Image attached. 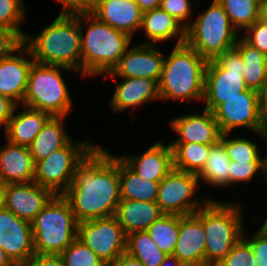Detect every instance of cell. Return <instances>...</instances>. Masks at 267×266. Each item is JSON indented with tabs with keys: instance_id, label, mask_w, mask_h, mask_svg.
Here are the masks:
<instances>
[{
	"instance_id": "6da1fadb",
	"label": "cell",
	"mask_w": 267,
	"mask_h": 266,
	"mask_svg": "<svg viewBox=\"0 0 267 266\" xmlns=\"http://www.w3.org/2000/svg\"><path fill=\"white\" fill-rule=\"evenodd\" d=\"M78 223L114 216L120 198L118 156L97 146L76 167L62 194Z\"/></svg>"
},
{
	"instance_id": "7a4b0ae2",
	"label": "cell",
	"mask_w": 267,
	"mask_h": 266,
	"mask_svg": "<svg viewBox=\"0 0 267 266\" xmlns=\"http://www.w3.org/2000/svg\"><path fill=\"white\" fill-rule=\"evenodd\" d=\"M81 32L80 12H60L35 38L26 34L24 45L35 63L63 66L78 73L82 60Z\"/></svg>"
},
{
	"instance_id": "3957f363",
	"label": "cell",
	"mask_w": 267,
	"mask_h": 266,
	"mask_svg": "<svg viewBox=\"0 0 267 266\" xmlns=\"http://www.w3.org/2000/svg\"><path fill=\"white\" fill-rule=\"evenodd\" d=\"M86 21L89 25L84 34ZM80 26L83 76L111 72L126 53L132 38L98 20L90 12H80Z\"/></svg>"
},
{
	"instance_id": "277c9868",
	"label": "cell",
	"mask_w": 267,
	"mask_h": 266,
	"mask_svg": "<svg viewBox=\"0 0 267 266\" xmlns=\"http://www.w3.org/2000/svg\"><path fill=\"white\" fill-rule=\"evenodd\" d=\"M207 62L186 43L175 45L164 58L158 83L160 100H203Z\"/></svg>"
},
{
	"instance_id": "5b68a950",
	"label": "cell",
	"mask_w": 267,
	"mask_h": 266,
	"mask_svg": "<svg viewBox=\"0 0 267 266\" xmlns=\"http://www.w3.org/2000/svg\"><path fill=\"white\" fill-rule=\"evenodd\" d=\"M239 205L209 199L202 207L205 232V266H217L243 237Z\"/></svg>"
},
{
	"instance_id": "8992f818",
	"label": "cell",
	"mask_w": 267,
	"mask_h": 266,
	"mask_svg": "<svg viewBox=\"0 0 267 266\" xmlns=\"http://www.w3.org/2000/svg\"><path fill=\"white\" fill-rule=\"evenodd\" d=\"M35 254L60 255L76 238L78 222L70 203L56 194L31 222Z\"/></svg>"
},
{
	"instance_id": "52a82bcc",
	"label": "cell",
	"mask_w": 267,
	"mask_h": 266,
	"mask_svg": "<svg viewBox=\"0 0 267 266\" xmlns=\"http://www.w3.org/2000/svg\"><path fill=\"white\" fill-rule=\"evenodd\" d=\"M238 33L223 6L213 0L208 9L186 28L185 43L209 61L235 47Z\"/></svg>"
},
{
	"instance_id": "ba28073f",
	"label": "cell",
	"mask_w": 267,
	"mask_h": 266,
	"mask_svg": "<svg viewBox=\"0 0 267 266\" xmlns=\"http://www.w3.org/2000/svg\"><path fill=\"white\" fill-rule=\"evenodd\" d=\"M60 69L63 66L33 63L23 104L49 113L51 116H67L72 109V100Z\"/></svg>"
},
{
	"instance_id": "9c48e42d",
	"label": "cell",
	"mask_w": 267,
	"mask_h": 266,
	"mask_svg": "<svg viewBox=\"0 0 267 266\" xmlns=\"http://www.w3.org/2000/svg\"><path fill=\"white\" fill-rule=\"evenodd\" d=\"M243 74L244 63L236 47L209 60L205 69V109L213 112L225 99L240 96V93L246 91L248 88Z\"/></svg>"
},
{
	"instance_id": "30bf717a",
	"label": "cell",
	"mask_w": 267,
	"mask_h": 266,
	"mask_svg": "<svg viewBox=\"0 0 267 266\" xmlns=\"http://www.w3.org/2000/svg\"><path fill=\"white\" fill-rule=\"evenodd\" d=\"M94 144L70 141L50 156L35 163L34 182L50 189L55 195L63 194L70 186L76 167L95 148Z\"/></svg>"
},
{
	"instance_id": "8fae6325",
	"label": "cell",
	"mask_w": 267,
	"mask_h": 266,
	"mask_svg": "<svg viewBox=\"0 0 267 266\" xmlns=\"http://www.w3.org/2000/svg\"><path fill=\"white\" fill-rule=\"evenodd\" d=\"M77 238L107 266L126 252L127 235L115 216L78 223Z\"/></svg>"
},
{
	"instance_id": "7c38bea8",
	"label": "cell",
	"mask_w": 267,
	"mask_h": 266,
	"mask_svg": "<svg viewBox=\"0 0 267 266\" xmlns=\"http://www.w3.org/2000/svg\"><path fill=\"white\" fill-rule=\"evenodd\" d=\"M198 181L196 174L173 168L159 185L156 203L161 211L181 216L194 214L209 200L207 198L202 204L193 200Z\"/></svg>"
},
{
	"instance_id": "4fadbf2b",
	"label": "cell",
	"mask_w": 267,
	"mask_h": 266,
	"mask_svg": "<svg viewBox=\"0 0 267 266\" xmlns=\"http://www.w3.org/2000/svg\"><path fill=\"white\" fill-rule=\"evenodd\" d=\"M213 115L222 134L237 127H246L263 137L265 126L259 112L258 91L247 89L240 96L225 99Z\"/></svg>"
},
{
	"instance_id": "5bb4252c",
	"label": "cell",
	"mask_w": 267,
	"mask_h": 266,
	"mask_svg": "<svg viewBox=\"0 0 267 266\" xmlns=\"http://www.w3.org/2000/svg\"><path fill=\"white\" fill-rule=\"evenodd\" d=\"M0 247L15 266L35 254L31 223L5 208L0 209Z\"/></svg>"
},
{
	"instance_id": "9a60e30c",
	"label": "cell",
	"mask_w": 267,
	"mask_h": 266,
	"mask_svg": "<svg viewBox=\"0 0 267 266\" xmlns=\"http://www.w3.org/2000/svg\"><path fill=\"white\" fill-rule=\"evenodd\" d=\"M164 58L161 50L158 51L154 45L140 44L130 50L127 49L113 70L104 75L116 78H149L159 83Z\"/></svg>"
},
{
	"instance_id": "2e32d148",
	"label": "cell",
	"mask_w": 267,
	"mask_h": 266,
	"mask_svg": "<svg viewBox=\"0 0 267 266\" xmlns=\"http://www.w3.org/2000/svg\"><path fill=\"white\" fill-rule=\"evenodd\" d=\"M54 195L36 182L7 184L4 208L31 223Z\"/></svg>"
},
{
	"instance_id": "e0dca14e",
	"label": "cell",
	"mask_w": 267,
	"mask_h": 266,
	"mask_svg": "<svg viewBox=\"0 0 267 266\" xmlns=\"http://www.w3.org/2000/svg\"><path fill=\"white\" fill-rule=\"evenodd\" d=\"M173 255L184 266H205V232L201 207L194 214L180 215L179 236Z\"/></svg>"
},
{
	"instance_id": "ac0fdd59",
	"label": "cell",
	"mask_w": 267,
	"mask_h": 266,
	"mask_svg": "<svg viewBox=\"0 0 267 266\" xmlns=\"http://www.w3.org/2000/svg\"><path fill=\"white\" fill-rule=\"evenodd\" d=\"M18 52V55L11 54L0 60V95L10 98L17 105L23 102L29 72L34 63L29 49L24 44Z\"/></svg>"
},
{
	"instance_id": "d6986e66",
	"label": "cell",
	"mask_w": 267,
	"mask_h": 266,
	"mask_svg": "<svg viewBox=\"0 0 267 266\" xmlns=\"http://www.w3.org/2000/svg\"><path fill=\"white\" fill-rule=\"evenodd\" d=\"M170 125L178 134L177 140L172 143L214 145L220 141L222 135L213 112L207 109L202 114L179 116Z\"/></svg>"
},
{
	"instance_id": "ffe728a7",
	"label": "cell",
	"mask_w": 267,
	"mask_h": 266,
	"mask_svg": "<svg viewBox=\"0 0 267 266\" xmlns=\"http://www.w3.org/2000/svg\"><path fill=\"white\" fill-rule=\"evenodd\" d=\"M90 13L98 20L126 33L131 38L134 30H141L143 12L135 2L100 0Z\"/></svg>"
},
{
	"instance_id": "44dd1931",
	"label": "cell",
	"mask_w": 267,
	"mask_h": 266,
	"mask_svg": "<svg viewBox=\"0 0 267 266\" xmlns=\"http://www.w3.org/2000/svg\"><path fill=\"white\" fill-rule=\"evenodd\" d=\"M120 158L139 176L146 180L161 182L173 169V150L170 144L157 141L141 156Z\"/></svg>"
},
{
	"instance_id": "7402d4cb",
	"label": "cell",
	"mask_w": 267,
	"mask_h": 266,
	"mask_svg": "<svg viewBox=\"0 0 267 266\" xmlns=\"http://www.w3.org/2000/svg\"><path fill=\"white\" fill-rule=\"evenodd\" d=\"M7 143L0 149V178L6 184L34 182L35 162L29 147Z\"/></svg>"
},
{
	"instance_id": "603a6c76",
	"label": "cell",
	"mask_w": 267,
	"mask_h": 266,
	"mask_svg": "<svg viewBox=\"0 0 267 266\" xmlns=\"http://www.w3.org/2000/svg\"><path fill=\"white\" fill-rule=\"evenodd\" d=\"M116 83V89L110 102V107L118 112L129 107H137L153 99H160L159 84L149 78H122Z\"/></svg>"
},
{
	"instance_id": "cb8c5ba5",
	"label": "cell",
	"mask_w": 267,
	"mask_h": 266,
	"mask_svg": "<svg viewBox=\"0 0 267 266\" xmlns=\"http://www.w3.org/2000/svg\"><path fill=\"white\" fill-rule=\"evenodd\" d=\"M164 213L156 202L120 200L115 217L126 235L146 231Z\"/></svg>"
},
{
	"instance_id": "d4e9b609",
	"label": "cell",
	"mask_w": 267,
	"mask_h": 266,
	"mask_svg": "<svg viewBox=\"0 0 267 266\" xmlns=\"http://www.w3.org/2000/svg\"><path fill=\"white\" fill-rule=\"evenodd\" d=\"M17 107L18 105L15 107L12 118L4 128V132L7 141L10 143L29 147L51 115L27 106H24L26 110L15 114Z\"/></svg>"
},
{
	"instance_id": "484cf974",
	"label": "cell",
	"mask_w": 267,
	"mask_h": 266,
	"mask_svg": "<svg viewBox=\"0 0 267 266\" xmlns=\"http://www.w3.org/2000/svg\"><path fill=\"white\" fill-rule=\"evenodd\" d=\"M141 29L145 31L148 42L152 40L150 43L142 44L155 45L157 42L178 37L176 45H180L185 43L186 40L184 25L160 7L143 12Z\"/></svg>"
},
{
	"instance_id": "4316f807",
	"label": "cell",
	"mask_w": 267,
	"mask_h": 266,
	"mask_svg": "<svg viewBox=\"0 0 267 266\" xmlns=\"http://www.w3.org/2000/svg\"><path fill=\"white\" fill-rule=\"evenodd\" d=\"M65 118L64 116H51L34 138L29 150L35 163L47 158L55 150L61 149L71 141L61 122Z\"/></svg>"
},
{
	"instance_id": "83f0119b",
	"label": "cell",
	"mask_w": 267,
	"mask_h": 266,
	"mask_svg": "<svg viewBox=\"0 0 267 266\" xmlns=\"http://www.w3.org/2000/svg\"><path fill=\"white\" fill-rule=\"evenodd\" d=\"M121 200L156 202L160 182L146 180L137 175L118 157Z\"/></svg>"
},
{
	"instance_id": "f1b7e54d",
	"label": "cell",
	"mask_w": 267,
	"mask_h": 266,
	"mask_svg": "<svg viewBox=\"0 0 267 266\" xmlns=\"http://www.w3.org/2000/svg\"><path fill=\"white\" fill-rule=\"evenodd\" d=\"M244 63V82L248 89L259 91L267 81V55L249 45L243 38L236 42Z\"/></svg>"
},
{
	"instance_id": "f546056e",
	"label": "cell",
	"mask_w": 267,
	"mask_h": 266,
	"mask_svg": "<svg viewBox=\"0 0 267 266\" xmlns=\"http://www.w3.org/2000/svg\"><path fill=\"white\" fill-rule=\"evenodd\" d=\"M173 150V168L198 175L204 168L212 145L197 143H170Z\"/></svg>"
},
{
	"instance_id": "4dcf8cb0",
	"label": "cell",
	"mask_w": 267,
	"mask_h": 266,
	"mask_svg": "<svg viewBox=\"0 0 267 266\" xmlns=\"http://www.w3.org/2000/svg\"><path fill=\"white\" fill-rule=\"evenodd\" d=\"M230 161L224 145L219 141L210 147L204 168L197 176L210 186H228Z\"/></svg>"
},
{
	"instance_id": "1f68e13d",
	"label": "cell",
	"mask_w": 267,
	"mask_h": 266,
	"mask_svg": "<svg viewBox=\"0 0 267 266\" xmlns=\"http://www.w3.org/2000/svg\"><path fill=\"white\" fill-rule=\"evenodd\" d=\"M126 252L137 258L144 266H160L167 256L159 249L147 231L128 234Z\"/></svg>"
},
{
	"instance_id": "d6a6232c",
	"label": "cell",
	"mask_w": 267,
	"mask_h": 266,
	"mask_svg": "<svg viewBox=\"0 0 267 266\" xmlns=\"http://www.w3.org/2000/svg\"><path fill=\"white\" fill-rule=\"evenodd\" d=\"M180 228V215L164 214L146 231L159 249L167 255H173Z\"/></svg>"
},
{
	"instance_id": "836d02e7",
	"label": "cell",
	"mask_w": 267,
	"mask_h": 266,
	"mask_svg": "<svg viewBox=\"0 0 267 266\" xmlns=\"http://www.w3.org/2000/svg\"><path fill=\"white\" fill-rule=\"evenodd\" d=\"M227 13L232 25L239 32L259 19V0H217Z\"/></svg>"
},
{
	"instance_id": "e575fe53",
	"label": "cell",
	"mask_w": 267,
	"mask_h": 266,
	"mask_svg": "<svg viewBox=\"0 0 267 266\" xmlns=\"http://www.w3.org/2000/svg\"><path fill=\"white\" fill-rule=\"evenodd\" d=\"M229 133L221 135L220 142L224 145L231 161L235 162H264L259 155L256 143L245 138H229Z\"/></svg>"
},
{
	"instance_id": "d590c367",
	"label": "cell",
	"mask_w": 267,
	"mask_h": 266,
	"mask_svg": "<svg viewBox=\"0 0 267 266\" xmlns=\"http://www.w3.org/2000/svg\"><path fill=\"white\" fill-rule=\"evenodd\" d=\"M65 266H107L87 245L76 238L61 254Z\"/></svg>"
},
{
	"instance_id": "8d00e7d4",
	"label": "cell",
	"mask_w": 267,
	"mask_h": 266,
	"mask_svg": "<svg viewBox=\"0 0 267 266\" xmlns=\"http://www.w3.org/2000/svg\"><path fill=\"white\" fill-rule=\"evenodd\" d=\"M25 5L22 0H0V26L17 31L23 38L20 24L25 19Z\"/></svg>"
},
{
	"instance_id": "74e56055",
	"label": "cell",
	"mask_w": 267,
	"mask_h": 266,
	"mask_svg": "<svg viewBox=\"0 0 267 266\" xmlns=\"http://www.w3.org/2000/svg\"><path fill=\"white\" fill-rule=\"evenodd\" d=\"M217 266H256L251 245L242 237Z\"/></svg>"
},
{
	"instance_id": "f35d334b",
	"label": "cell",
	"mask_w": 267,
	"mask_h": 266,
	"mask_svg": "<svg viewBox=\"0 0 267 266\" xmlns=\"http://www.w3.org/2000/svg\"><path fill=\"white\" fill-rule=\"evenodd\" d=\"M265 175V162H235L229 164V186L237 182L251 181L257 172Z\"/></svg>"
},
{
	"instance_id": "ab89813d",
	"label": "cell",
	"mask_w": 267,
	"mask_h": 266,
	"mask_svg": "<svg viewBox=\"0 0 267 266\" xmlns=\"http://www.w3.org/2000/svg\"><path fill=\"white\" fill-rule=\"evenodd\" d=\"M24 44V38L15 30L0 26V60L17 53Z\"/></svg>"
},
{
	"instance_id": "60d3db41",
	"label": "cell",
	"mask_w": 267,
	"mask_h": 266,
	"mask_svg": "<svg viewBox=\"0 0 267 266\" xmlns=\"http://www.w3.org/2000/svg\"><path fill=\"white\" fill-rule=\"evenodd\" d=\"M247 36L244 40L259 52L267 55V22L258 19L252 26L246 29Z\"/></svg>"
},
{
	"instance_id": "b9f144b4",
	"label": "cell",
	"mask_w": 267,
	"mask_h": 266,
	"mask_svg": "<svg viewBox=\"0 0 267 266\" xmlns=\"http://www.w3.org/2000/svg\"><path fill=\"white\" fill-rule=\"evenodd\" d=\"M160 8L174 17L179 23L183 21L185 29L189 26V21H187L191 15V3L189 0H161Z\"/></svg>"
},
{
	"instance_id": "7bdbcfd3",
	"label": "cell",
	"mask_w": 267,
	"mask_h": 266,
	"mask_svg": "<svg viewBox=\"0 0 267 266\" xmlns=\"http://www.w3.org/2000/svg\"><path fill=\"white\" fill-rule=\"evenodd\" d=\"M243 238L251 245L256 257V266H267V228L261 227L252 239Z\"/></svg>"
},
{
	"instance_id": "ee69618b",
	"label": "cell",
	"mask_w": 267,
	"mask_h": 266,
	"mask_svg": "<svg viewBox=\"0 0 267 266\" xmlns=\"http://www.w3.org/2000/svg\"><path fill=\"white\" fill-rule=\"evenodd\" d=\"M62 13L90 12L100 0H59Z\"/></svg>"
},
{
	"instance_id": "f6af8a7d",
	"label": "cell",
	"mask_w": 267,
	"mask_h": 266,
	"mask_svg": "<svg viewBox=\"0 0 267 266\" xmlns=\"http://www.w3.org/2000/svg\"><path fill=\"white\" fill-rule=\"evenodd\" d=\"M22 266H65L60 255L34 254Z\"/></svg>"
},
{
	"instance_id": "bcb514c9",
	"label": "cell",
	"mask_w": 267,
	"mask_h": 266,
	"mask_svg": "<svg viewBox=\"0 0 267 266\" xmlns=\"http://www.w3.org/2000/svg\"><path fill=\"white\" fill-rule=\"evenodd\" d=\"M16 106L17 104L10 98L0 95V127L2 125L4 128L7 126Z\"/></svg>"
},
{
	"instance_id": "7dc6e473",
	"label": "cell",
	"mask_w": 267,
	"mask_h": 266,
	"mask_svg": "<svg viewBox=\"0 0 267 266\" xmlns=\"http://www.w3.org/2000/svg\"><path fill=\"white\" fill-rule=\"evenodd\" d=\"M259 112L264 126H267V81L258 91Z\"/></svg>"
},
{
	"instance_id": "c3c4849f",
	"label": "cell",
	"mask_w": 267,
	"mask_h": 266,
	"mask_svg": "<svg viewBox=\"0 0 267 266\" xmlns=\"http://www.w3.org/2000/svg\"><path fill=\"white\" fill-rule=\"evenodd\" d=\"M108 266H144V265L137 258L131 256L127 252H124Z\"/></svg>"
},
{
	"instance_id": "681fc988",
	"label": "cell",
	"mask_w": 267,
	"mask_h": 266,
	"mask_svg": "<svg viewBox=\"0 0 267 266\" xmlns=\"http://www.w3.org/2000/svg\"><path fill=\"white\" fill-rule=\"evenodd\" d=\"M137 5L142 12L159 8L161 0H137Z\"/></svg>"
},
{
	"instance_id": "f907efd6",
	"label": "cell",
	"mask_w": 267,
	"mask_h": 266,
	"mask_svg": "<svg viewBox=\"0 0 267 266\" xmlns=\"http://www.w3.org/2000/svg\"><path fill=\"white\" fill-rule=\"evenodd\" d=\"M259 19L267 22V0H259Z\"/></svg>"
},
{
	"instance_id": "816d5d0a",
	"label": "cell",
	"mask_w": 267,
	"mask_h": 266,
	"mask_svg": "<svg viewBox=\"0 0 267 266\" xmlns=\"http://www.w3.org/2000/svg\"><path fill=\"white\" fill-rule=\"evenodd\" d=\"M168 263H172L174 266H184L174 255H167L160 266H167Z\"/></svg>"
},
{
	"instance_id": "f5cc1de1",
	"label": "cell",
	"mask_w": 267,
	"mask_h": 266,
	"mask_svg": "<svg viewBox=\"0 0 267 266\" xmlns=\"http://www.w3.org/2000/svg\"><path fill=\"white\" fill-rule=\"evenodd\" d=\"M7 184L0 178V209L4 208Z\"/></svg>"
},
{
	"instance_id": "db71d44e",
	"label": "cell",
	"mask_w": 267,
	"mask_h": 266,
	"mask_svg": "<svg viewBox=\"0 0 267 266\" xmlns=\"http://www.w3.org/2000/svg\"><path fill=\"white\" fill-rule=\"evenodd\" d=\"M0 266H15L1 247H0Z\"/></svg>"
},
{
	"instance_id": "11a10c76",
	"label": "cell",
	"mask_w": 267,
	"mask_h": 266,
	"mask_svg": "<svg viewBox=\"0 0 267 266\" xmlns=\"http://www.w3.org/2000/svg\"><path fill=\"white\" fill-rule=\"evenodd\" d=\"M262 134H263V137H264V141L266 142L267 144V126L264 127L263 131H262ZM267 147V146H266ZM264 162H265V171L267 173V155L266 157L264 158Z\"/></svg>"
},
{
	"instance_id": "9f6ffc18",
	"label": "cell",
	"mask_w": 267,
	"mask_h": 266,
	"mask_svg": "<svg viewBox=\"0 0 267 266\" xmlns=\"http://www.w3.org/2000/svg\"><path fill=\"white\" fill-rule=\"evenodd\" d=\"M265 177H266V180H267V173H265ZM263 228H267V217H266V220L264 221V223L262 224Z\"/></svg>"
},
{
	"instance_id": "6f0895ef",
	"label": "cell",
	"mask_w": 267,
	"mask_h": 266,
	"mask_svg": "<svg viewBox=\"0 0 267 266\" xmlns=\"http://www.w3.org/2000/svg\"><path fill=\"white\" fill-rule=\"evenodd\" d=\"M125 1H132V2H135V3L137 2V0H125Z\"/></svg>"
}]
</instances>
